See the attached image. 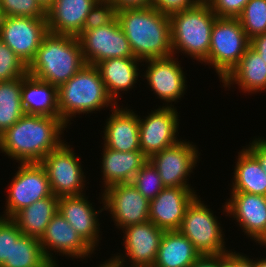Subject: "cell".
<instances>
[{
    "label": "cell",
    "instance_id": "obj_14",
    "mask_svg": "<svg viewBox=\"0 0 266 267\" xmlns=\"http://www.w3.org/2000/svg\"><path fill=\"white\" fill-rule=\"evenodd\" d=\"M196 147L181 138L176 144L148 159L156 168L165 187L191 188L187 177H190L200 156Z\"/></svg>",
    "mask_w": 266,
    "mask_h": 267
},
{
    "label": "cell",
    "instance_id": "obj_38",
    "mask_svg": "<svg viewBox=\"0 0 266 267\" xmlns=\"http://www.w3.org/2000/svg\"><path fill=\"white\" fill-rule=\"evenodd\" d=\"M250 0H206L220 18H238Z\"/></svg>",
    "mask_w": 266,
    "mask_h": 267
},
{
    "label": "cell",
    "instance_id": "obj_5",
    "mask_svg": "<svg viewBox=\"0 0 266 267\" xmlns=\"http://www.w3.org/2000/svg\"><path fill=\"white\" fill-rule=\"evenodd\" d=\"M216 14L206 1L170 14L173 55L185 53L202 63L209 54Z\"/></svg>",
    "mask_w": 266,
    "mask_h": 267
},
{
    "label": "cell",
    "instance_id": "obj_11",
    "mask_svg": "<svg viewBox=\"0 0 266 267\" xmlns=\"http://www.w3.org/2000/svg\"><path fill=\"white\" fill-rule=\"evenodd\" d=\"M122 231L125 256L117 253L108 260L118 267L126 266L125 258L131 263L129 267H153L165 230L158 228L148 220L128 226Z\"/></svg>",
    "mask_w": 266,
    "mask_h": 267
},
{
    "label": "cell",
    "instance_id": "obj_35",
    "mask_svg": "<svg viewBox=\"0 0 266 267\" xmlns=\"http://www.w3.org/2000/svg\"><path fill=\"white\" fill-rule=\"evenodd\" d=\"M0 6L4 17L46 18V9L38 0H0Z\"/></svg>",
    "mask_w": 266,
    "mask_h": 267
},
{
    "label": "cell",
    "instance_id": "obj_33",
    "mask_svg": "<svg viewBox=\"0 0 266 267\" xmlns=\"http://www.w3.org/2000/svg\"><path fill=\"white\" fill-rule=\"evenodd\" d=\"M131 184L149 201L165 188L159 173L149 160L136 173Z\"/></svg>",
    "mask_w": 266,
    "mask_h": 267
},
{
    "label": "cell",
    "instance_id": "obj_43",
    "mask_svg": "<svg viewBox=\"0 0 266 267\" xmlns=\"http://www.w3.org/2000/svg\"><path fill=\"white\" fill-rule=\"evenodd\" d=\"M217 267H236V251L229 250L228 253L217 255Z\"/></svg>",
    "mask_w": 266,
    "mask_h": 267
},
{
    "label": "cell",
    "instance_id": "obj_39",
    "mask_svg": "<svg viewBox=\"0 0 266 267\" xmlns=\"http://www.w3.org/2000/svg\"><path fill=\"white\" fill-rule=\"evenodd\" d=\"M201 0H151V6L162 13L171 14L176 11L196 6Z\"/></svg>",
    "mask_w": 266,
    "mask_h": 267
},
{
    "label": "cell",
    "instance_id": "obj_30",
    "mask_svg": "<svg viewBox=\"0 0 266 267\" xmlns=\"http://www.w3.org/2000/svg\"><path fill=\"white\" fill-rule=\"evenodd\" d=\"M0 267H54L44 255L40 239L22 234L12 244L10 260Z\"/></svg>",
    "mask_w": 266,
    "mask_h": 267
},
{
    "label": "cell",
    "instance_id": "obj_13",
    "mask_svg": "<svg viewBox=\"0 0 266 267\" xmlns=\"http://www.w3.org/2000/svg\"><path fill=\"white\" fill-rule=\"evenodd\" d=\"M158 107L144 118L139 116L140 151L148 159L180 141L177 137L180 124L177 108Z\"/></svg>",
    "mask_w": 266,
    "mask_h": 267
},
{
    "label": "cell",
    "instance_id": "obj_34",
    "mask_svg": "<svg viewBox=\"0 0 266 267\" xmlns=\"http://www.w3.org/2000/svg\"><path fill=\"white\" fill-rule=\"evenodd\" d=\"M28 74V66L0 39V82Z\"/></svg>",
    "mask_w": 266,
    "mask_h": 267
},
{
    "label": "cell",
    "instance_id": "obj_29",
    "mask_svg": "<svg viewBox=\"0 0 266 267\" xmlns=\"http://www.w3.org/2000/svg\"><path fill=\"white\" fill-rule=\"evenodd\" d=\"M236 157L230 192L266 196V173L261 169L259 161L245 147Z\"/></svg>",
    "mask_w": 266,
    "mask_h": 267
},
{
    "label": "cell",
    "instance_id": "obj_25",
    "mask_svg": "<svg viewBox=\"0 0 266 267\" xmlns=\"http://www.w3.org/2000/svg\"><path fill=\"white\" fill-rule=\"evenodd\" d=\"M139 62L143 61L137 58H109L96 65L107 93L116 104H118V97L122 94L120 92L133 89L138 77H141L138 72L140 71Z\"/></svg>",
    "mask_w": 266,
    "mask_h": 267
},
{
    "label": "cell",
    "instance_id": "obj_6",
    "mask_svg": "<svg viewBox=\"0 0 266 267\" xmlns=\"http://www.w3.org/2000/svg\"><path fill=\"white\" fill-rule=\"evenodd\" d=\"M249 46L250 39L238 18L217 17L212 27L209 54L202 64L213 66L222 81L239 63Z\"/></svg>",
    "mask_w": 266,
    "mask_h": 267
},
{
    "label": "cell",
    "instance_id": "obj_45",
    "mask_svg": "<svg viewBox=\"0 0 266 267\" xmlns=\"http://www.w3.org/2000/svg\"><path fill=\"white\" fill-rule=\"evenodd\" d=\"M255 258L251 259L246 254L236 253V267H255Z\"/></svg>",
    "mask_w": 266,
    "mask_h": 267
},
{
    "label": "cell",
    "instance_id": "obj_16",
    "mask_svg": "<svg viewBox=\"0 0 266 267\" xmlns=\"http://www.w3.org/2000/svg\"><path fill=\"white\" fill-rule=\"evenodd\" d=\"M223 207L250 239L264 246L266 243V196L245 192H231Z\"/></svg>",
    "mask_w": 266,
    "mask_h": 267
},
{
    "label": "cell",
    "instance_id": "obj_27",
    "mask_svg": "<svg viewBox=\"0 0 266 267\" xmlns=\"http://www.w3.org/2000/svg\"><path fill=\"white\" fill-rule=\"evenodd\" d=\"M200 256L179 230L165 231L153 267H190Z\"/></svg>",
    "mask_w": 266,
    "mask_h": 267
},
{
    "label": "cell",
    "instance_id": "obj_12",
    "mask_svg": "<svg viewBox=\"0 0 266 267\" xmlns=\"http://www.w3.org/2000/svg\"><path fill=\"white\" fill-rule=\"evenodd\" d=\"M49 33L46 18L10 16L0 21V39L28 66Z\"/></svg>",
    "mask_w": 266,
    "mask_h": 267
},
{
    "label": "cell",
    "instance_id": "obj_9",
    "mask_svg": "<svg viewBox=\"0 0 266 267\" xmlns=\"http://www.w3.org/2000/svg\"><path fill=\"white\" fill-rule=\"evenodd\" d=\"M7 190L2 217L12 218L22 208L53 195L45 169L40 162L19 163Z\"/></svg>",
    "mask_w": 266,
    "mask_h": 267
},
{
    "label": "cell",
    "instance_id": "obj_19",
    "mask_svg": "<svg viewBox=\"0 0 266 267\" xmlns=\"http://www.w3.org/2000/svg\"><path fill=\"white\" fill-rule=\"evenodd\" d=\"M196 196L194 188L165 187L150 200L149 221L165 231L179 230L186 208Z\"/></svg>",
    "mask_w": 266,
    "mask_h": 267
},
{
    "label": "cell",
    "instance_id": "obj_49",
    "mask_svg": "<svg viewBox=\"0 0 266 267\" xmlns=\"http://www.w3.org/2000/svg\"><path fill=\"white\" fill-rule=\"evenodd\" d=\"M3 14H2V11H1V6H0V21L3 19Z\"/></svg>",
    "mask_w": 266,
    "mask_h": 267
},
{
    "label": "cell",
    "instance_id": "obj_44",
    "mask_svg": "<svg viewBox=\"0 0 266 267\" xmlns=\"http://www.w3.org/2000/svg\"><path fill=\"white\" fill-rule=\"evenodd\" d=\"M190 267H217V255H201Z\"/></svg>",
    "mask_w": 266,
    "mask_h": 267
},
{
    "label": "cell",
    "instance_id": "obj_26",
    "mask_svg": "<svg viewBox=\"0 0 266 267\" xmlns=\"http://www.w3.org/2000/svg\"><path fill=\"white\" fill-rule=\"evenodd\" d=\"M22 106L25 114L59 117L57 88L29 74L22 77Z\"/></svg>",
    "mask_w": 266,
    "mask_h": 267
},
{
    "label": "cell",
    "instance_id": "obj_47",
    "mask_svg": "<svg viewBox=\"0 0 266 267\" xmlns=\"http://www.w3.org/2000/svg\"><path fill=\"white\" fill-rule=\"evenodd\" d=\"M55 0H38V2L47 10L49 6L54 2Z\"/></svg>",
    "mask_w": 266,
    "mask_h": 267
},
{
    "label": "cell",
    "instance_id": "obj_36",
    "mask_svg": "<svg viewBox=\"0 0 266 267\" xmlns=\"http://www.w3.org/2000/svg\"><path fill=\"white\" fill-rule=\"evenodd\" d=\"M117 11L110 0H98L89 11L82 31L93 30L113 23L117 19Z\"/></svg>",
    "mask_w": 266,
    "mask_h": 267
},
{
    "label": "cell",
    "instance_id": "obj_40",
    "mask_svg": "<svg viewBox=\"0 0 266 267\" xmlns=\"http://www.w3.org/2000/svg\"><path fill=\"white\" fill-rule=\"evenodd\" d=\"M246 149L259 161L261 169L266 173V138L258 136L246 145Z\"/></svg>",
    "mask_w": 266,
    "mask_h": 267
},
{
    "label": "cell",
    "instance_id": "obj_41",
    "mask_svg": "<svg viewBox=\"0 0 266 267\" xmlns=\"http://www.w3.org/2000/svg\"><path fill=\"white\" fill-rule=\"evenodd\" d=\"M117 10L151 6V0H110Z\"/></svg>",
    "mask_w": 266,
    "mask_h": 267
},
{
    "label": "cell",
    "instance_id": "obj_37",
    "mask_svg": "<svg viewBox=\"0 0 266 267\" xmlns=\"http://www.w3.org/2000/svg\"><path fill=\"white\" fill-rule=\"evenodd\" d=\"M23 233L12 218L0 216V266L10 260L12 244L16 242Z\"/></svg>",
    "mask_w": 266,
    "mask_h": 267
},
{
    "label": "cell",
    "instance_id": "obj_7",
    "mask_svg": "<svg viewBox=\"0 0 266 267\" xmlns=\"http://www.w3.org/2000/svg\"><path fill=\"white\" fill-rule=\"evenodd\" d=\"M199 197L197 194L186 208L179 231L193 243L200 255L228 253L221 224L211 208Z\"/></svg>",
    "mask_w": 266,
    "mask_h": 267
},
{
    "label": "cell",
    "instance_id": "obj_18",
    "mask_svg": "<svg viewBox=\"0 0 266 267\" xmlns=\"http://www.w3.org/2000/svg\"><path fill=\"white\" fill-rule=\"evenodd\" d=\"M40 243L44 255L54 267H59V265L56 263L55 256H52L53 252L57 254L59 252V255L66 257H73L72 259H84L95 252L59 212L50 220Z\"/></svg>",
    "mask_w": 266,
    "mask_h": 267
},
{
    "label": "cell",
    "instance_id": "obj_24",
    "mask_svg": "<svg viewBox=\"0 0 266 267\" xmlns=\"http://www.w3.org/2000/svg\"><path fill=\"white\" fill-rule=\"evenodd\" d=\"M228 89L237 84L243 93L266 91V63L251 46L245 51L239 63L221 81Z\"/></svg>",
    "mask_w": 266,
    "mask_h": 267
},
{
    "label": "cell",
    "instance_id": "obj_4",
    "mask_svg": "<svg viewBox=\"0 0 266 267\" xmlns=\"http://www.w3.org/2000/svg\"><path fill=\"white\" fill-rule=\"evenodd\" d=\"M116 104L107 93L98 68L85 64L66 83L57 88L59 117L68 125L72 117L100 111L101 108L113 109Z\"/></svg>",
    "mask_w": 266,
    "mask_h": 267
},
{
    "label": "cell",
    "instance_id": "obj_23",
    "mask_svg": "<svg viewBox=\"0 0 266 267\" xmlns=\"http://www.w3.org/2000/svg\"><path fill=\"white\" fill-rule=\"evenodd\" d=\"M102 147L101 178L104 189L116 184L131 183L148 161L141 151L121 152Z\"/></svg>",
    "mask_w": 266,
    "mask_h": 267
},
{
    "label": "cell",
    "instance_id": "obj_17",
    "mask_svg": "<svg viewBox=\"0 0 266 267\" xmlns=\"http://www.w3.org/2000/svg\"><path fill=\"white\" fill-rule=\"evenodd\" d=\"M175 56H169L165 58L148 59L142 63H147V69L143 76L147 80V84L150 86L151 91L166 103H163L166 107H172V102H175L182 96H184L186 88V74L183 71L181 63L174 58ZM169 103V104H168Z\"/></svg>",
    "mask_w": 266,
    "mask_h": 267
},
{
    "label": "cell",
    "instance_id": "obj_20",
    "mask_svg": "<svg viewBox=\"0 0 266 267\" xmlns=\"http://www.w3.org/2000/svg\"><path fill=\"white\" fill-rule=\"evenodd\" d=\"M86 194L80 196H62L58 200V212L70 226L95 250L99 243L100 224L98 214L104 210L103 196L101 202L103 207L96 211L90 203ZM87 197V198H86Z\"/></svg>",
    "mask_w": 266,
    "mask_h": 267
},
{
    "label": "cell",
    "instance_id": "obj_48",
    "mask_svg": "<svg viewBox=\"0 0 266 267\" xmlns=\"http://www.w3.org/2000/svg\"><path fill=\"white\" fill-rule=\"evenodd\" d=\"M102 263L104 264H100L98 265V267H115V264L110 262L109 260L108 261L106 260L105 262H102Z\"/></svg>",
    "mask_w": 266,
    "mask_h": 267
},
{
    "label": "cell",
    "instance_id": "obj_46",
    "mask_svg": "<svg viewBox=\"0 0 266 267\" xmlns=\"http://www.w3.org/2000/svg\"><path fill=\"white\" fill-rule=\"evenodd\" d=\"M255 267H266V257L255 260Z\"/></svg>",
    "mask_w": 266,
    "mask_h": 267
},
{
    "label": "cell",
    "instance_id": "obj_22",
    "mask_svg": "<svg viewBox=\"0 0 266 267\" xmlns=\"http://www.w3.org/2000/svg\"><path fill=\"white\" fill-rule=\"evenodd\" d=\"M98 0H55L46 10L48 31L78 37Z\"/></svg>",
    "mask_w": 266,
    "mask_h": 267
},
{
    "label": "cell",
    "instance_id": "obj_2",
    "mask_svg": "<svg viewBox=\"0 0 266 267\" xmlns=\"http://www.w3.org/2000/svg\"><path fill=\"white\" fill-rule=\"evenodd\" d=\"M117 19L134 57L145 61L173 55L170 15L152 6L124 8Z\"/></svg>",
    "mask_w": 266,
    "mask_h": 267
},
{
    "label": "cell",
    "instance_id": "obj_31",
    "mask_svg": "<svg viewBox=\"0 0 266 267\" xmlns=\"http://www.w3.org/2000/svg\"><path fill=\"white\" fill-rule=\"evenodd\" d=\"M21 89L22 77L0 82V135L25 114Z\"/></svg>",
    "mask_w": 266,
    "mask_h": 267
},
{
    "label": "cell",
    "instance_id": "obj_32",
    "mask_svg": "<svg viewBox=\"0 0 266 267\" xmlns=\"http://www.w3.org/2000/svg\"><path fill=\"white\" fill-rule=\"evenodd\" d=\"M249 39L266 32V0H250L238 17Z\"/></svg>",
    "mask_w": 266,
    "mask_h": 267
},
{
    "label": "cell",
    "instance_id": "obj_21",
    "mask_svg": "<svg viewBox=\"0 0 266 267\" xmlns=\"http://www.w3.org/2000/svg\"><path fill=\"white\" fill-rule=\"evenodd\" d=\"M115 106L107 117L104 129V146L121 152L140 151L139 115L128 108Z\"/></svg>",
    "mask_w": 266,
    "mask_h": 267
},
{
    "label": "cell",
    "instance_id": "obj_8",
    "mask_svg": "<svg viewBox=\"0 0 266 267\" xmlns=\"http://www.w3.org/2000/svg\"><path fill=\"white\" fill-rule=\"evenodd\" d=\"M72 147L65 142L49 152L40 162L46 171L52 193L55 196H80L86 187V175ZM83 189V190H82Z\"/></svg>",
    "mask_w": 266,
    "mask_h": 267
},
{
    "label": "cell",
    "instance_id": "obj_3",
    "mask_svg": "<svg viewBox=\"0 0 266 267\" xmlns=\"http://www.w3.org/2000/svg\"><path fill=\"white\" fill-rule=\"evenodd\" d=\"M85 64L78 37L49 32L28 65V74L58 88Z\"/></svg>",
    "mask_w": 266,
    "mask_h": 267
},
{
    "label": "cell",
    "instance_id": "obj_42",
    "mask_svg": "<svg viewBox=\"0 0 266 267\" xmlns=\"http://www.w3.org/2000/svg\"><path fill=\"white\" fill-rule=\"evenodd\" d=\"M250 46L260 54L266 63V32L250 39Z\"/></svg>",
    "mask_w": 266,
    "mask_h": 267
},
{
    "label": "cell",
    "instance_id": "obj_15",
    "mask_svg": "<svg viewBox=\"0 0 266 267\" xmlns=\"http://www.w3.org/2000/svg\"><path fill=\"white\" fill-rule=\"evenodd\" d=\"M104 210L121 230L149 220L150 201L131 183L116 184L101 192Z\"/></svg>",
    "mask_w": 266,
    "mask_h": 267
},
{
    "label": "cell",
    "instance_id": "obj_28",
    "mask_svg": "<svg viewBox=\"0 0 266 267\" xmlns=\"http://www.w3.org/2000/svg\"><path fill=\"white\" fill-rule=\"evenodd\" d=\"M59 197L54 194L22 208L12 219L24 235L41 239L50 220L58 212Z\"/></svg>",
    "mask_w": 266,
    "mask_h": 267
},
{
    "label": "cell",
    "instance_id": "obj_1",
    "mask_svg": "<svg viewBox=\"0 0 266 267\" xmlns=\"http://www.w3.org/2000/svg\"><path fill=\"white\" fill-rule=\"evenodd\" d=\"M68 125L60 117L24 114L0 135V151L18 163L41 162L64 142Z\"/></svg>",
    "mask_w": 266,
    "mask_h": 267
},
{
    "label": "cell",
    "instance_id": "obj_10",
    "mask_svg": "<svg viewBox=\"0 0 266 267\" xmlns=\"http://www.w3.org/2000/svg\"><path fill=\"white\" fill-rule=\"evenodd\" d=\"M86 64L96 66L109 58H135L118 19L113 23L82 31L78 36Z\"/></svg>",
    "mask_w": 266,
    "mask_h": 267
}]
</instances>
